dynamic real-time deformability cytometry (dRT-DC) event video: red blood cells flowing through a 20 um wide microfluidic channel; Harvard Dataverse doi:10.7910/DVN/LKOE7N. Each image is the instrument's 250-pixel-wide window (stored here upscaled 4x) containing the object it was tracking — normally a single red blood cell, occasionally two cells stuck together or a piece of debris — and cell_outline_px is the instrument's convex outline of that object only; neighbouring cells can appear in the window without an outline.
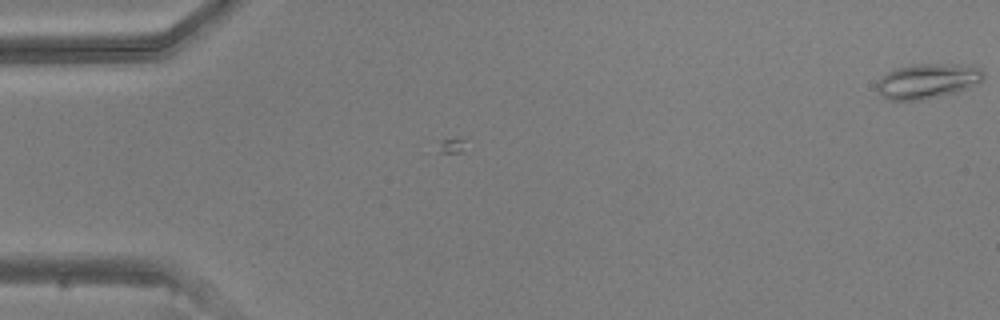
{"species": "common noctule bat (a hibernating species)", "species_latin": "Nyctalus noctula", "temperature_condition": "warm", "stored_images_in_passage": 3, "camera_frame_rate_fps": 3000, "um_per_image_px": 0.085, "animal": {"sex": "male", "body_mass_g": 20.5, "forearm_length_mm": 52.5}, "frame": {"image": 1, "passage_image": 1, "time_ms": 0.0, "image_size_px": [1000, 320], "cell_outline_px": [[984, 76], [980, 80], [968, 88], [956, 92], [920, 100], [888, 100], [876, 88], [876, 84], [888, 72], [896, 68], [912, 64], [972, 64], [980, 68], [984, 72]], "centroid_in_image_um": [78.87, 6.87], "position_along_channel_um": 6.1, "area_um2": 21.56}}